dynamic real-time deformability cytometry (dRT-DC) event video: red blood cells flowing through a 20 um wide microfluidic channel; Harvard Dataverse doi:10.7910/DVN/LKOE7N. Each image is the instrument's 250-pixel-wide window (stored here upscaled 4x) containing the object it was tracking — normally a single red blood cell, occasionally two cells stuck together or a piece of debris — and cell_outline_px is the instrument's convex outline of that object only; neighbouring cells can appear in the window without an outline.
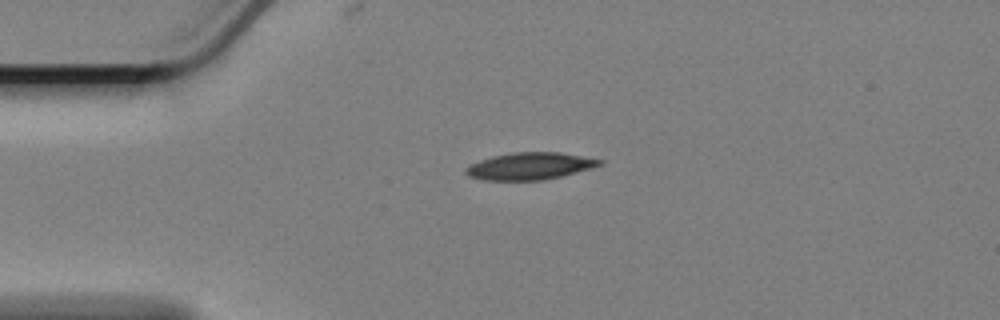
{"species": "Egyptian fruit bat (a non-hibernating species)", "species_latin": "Rousettus aegyptiacus", "temperature_condition": "cold", "stored_images_in_passage": 46, "camera_frame_rate_fps": 3000, "um_per_image_px": 0.085, "animal": {"sex": "female"}, "frame": {"image": 1, "passage_image": 1, "time_ms": 0.0, "image_size_px": [1000, 320], "cell_outline_px": [[604, 164], [592, 168], [544, 180], [484, 180], [468, 176], [464, 172], [464, 168], [468, 164], [492, 156], [512, 152], [560, 152], [604, 160]], "centroid_in_image_um": [45.01, 14.11], "position_along_channel_um": 40.0, "area_um2": 21.27}}
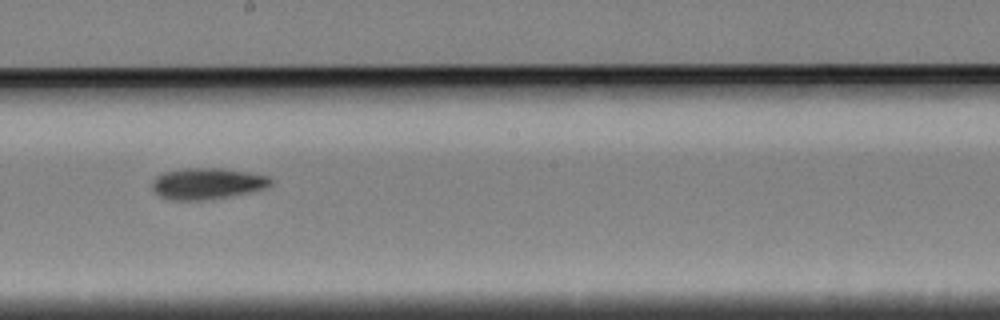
{"frame": {"image": 2, "passage_image": 20, "time_ms": 6.333, "image_size_px": [1000, 320], "cell_outline_px": [[272, 184], [264, 188], [232, 196], [212, 200], [168, 200], [160, 196], [152, 188], [152, 180], [156, 176], [164, 172], [184, 168], [220, 168], [268, 176], [272, 180]], "centroid_in_image_um": [17.57, 15.61], "position_along_channel_um": 230.6, "area_um2": 21.62}}
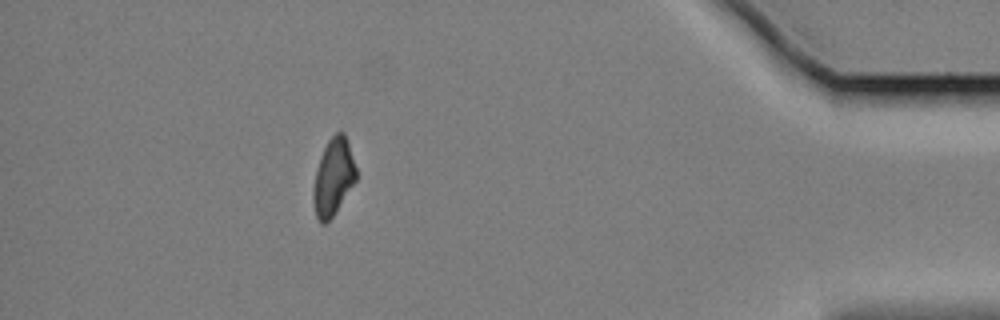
{"frame": {"image": 3, "passage_image": 40, "time_ms": 13.0, "image_size_px": [1000, 320], "cell_outline_px": [[356, 180], [332, 216], [324, 224], [320, 224], [316, 216], [312, 200], [312, 192], [316, 172], [320, 156], [328, 140], [336, 132], [344, 132], [356, 168]], "centroid_in_image_um": [28.31, 15.05], "position_along_channel_um": 406.9, "area_um2": 18.84}, "authors_computed_cell_mechanics": {"area_um2": 20.8658, "velocity_mm_per_s": 3.3881, "shape_relaxation_time_tau1_ms": 5.297, "shape_relaxation_time_tau2_ms": null, "deformation_change_tau1": 0.1235, "deformation_change_tau2": null}}